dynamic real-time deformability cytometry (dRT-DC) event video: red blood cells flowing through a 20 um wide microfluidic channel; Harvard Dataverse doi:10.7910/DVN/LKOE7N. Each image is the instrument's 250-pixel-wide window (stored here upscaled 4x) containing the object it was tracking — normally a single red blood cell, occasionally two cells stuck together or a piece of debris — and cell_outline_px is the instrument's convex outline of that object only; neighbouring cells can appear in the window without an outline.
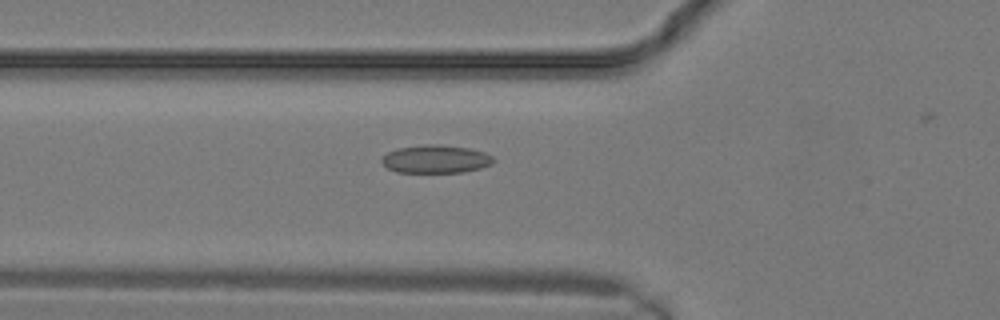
{"species": "common noctule bat (a hibernating species)", "species_latin": "Nyctalus noctula", "temperature_condition": "warm", "stored_images_in_passage": 7, "camera_frame_rate_fps": 3000, "um_per_image_px": 0.085, "animal": {"sex": "male", "body_mass_g": 19.2, "forearm_length_mm": 51.8}, "frame": {"image": 1, "passage_image": 2, "time_ms": 0.333, "image_size_px": [1000, 320], "cell_outline_px": [[496, 160], [492, 164], [480, 168], [464, 172], [396, 172], [388, 168], [380, 160], [380, 156], [396, 148], [424, 144], [436, 144], [468, 148], [484, 152], [492, 156]], "centroid_in_image_um": [37.02, 13.51], "position_along_channel_um": 88.8, "area_um2": 18.38}}
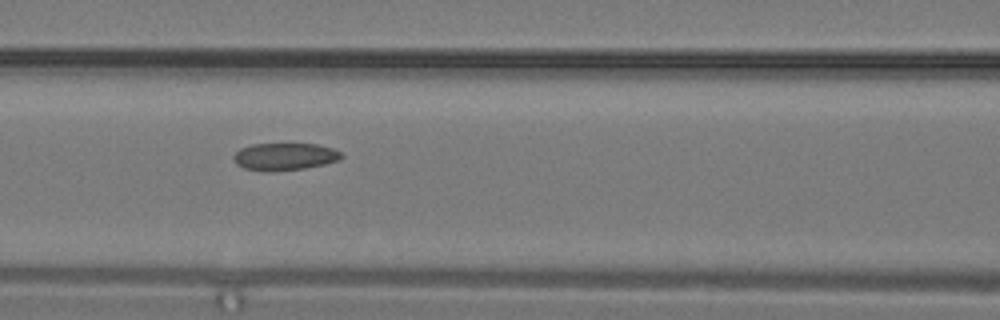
{"frame": {"image": 2, "passage_image": 4, "time_ms": 1.0, "image_size_px": [1000, 320], "cell_outline_px": [[344, 156], [340, 160], [324, 164], [304, 168], [272, 172], [244, 168], [236, 164], [232, 156], [240, 148], [252, 144], [316, 144], [332, 148], [340, 152]], "centroid_in_image_um": [24.19, 13.31], "position_along_channel_um": 142.4, "area_um2": 17.17}}
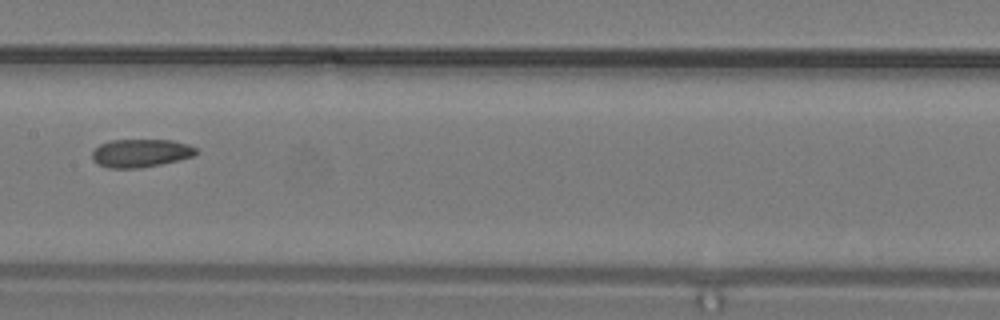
{"frame": {"image": 3, "passage_image": 6, "time_ms": 1.667, "image_size_px": [1000, 320], "cell_outline_px": [[200, 152], [196, 156], [160, 164], [140, 168], [108, 168], [92, 160], [92, 152], [100, 144], [108, 140], [172, 140], [188, 144], [196, 148]], "centroid_in_image_um": [11.99, 13.01], "position_along_channel_um": 195.4, "area_um2": 17.17}}